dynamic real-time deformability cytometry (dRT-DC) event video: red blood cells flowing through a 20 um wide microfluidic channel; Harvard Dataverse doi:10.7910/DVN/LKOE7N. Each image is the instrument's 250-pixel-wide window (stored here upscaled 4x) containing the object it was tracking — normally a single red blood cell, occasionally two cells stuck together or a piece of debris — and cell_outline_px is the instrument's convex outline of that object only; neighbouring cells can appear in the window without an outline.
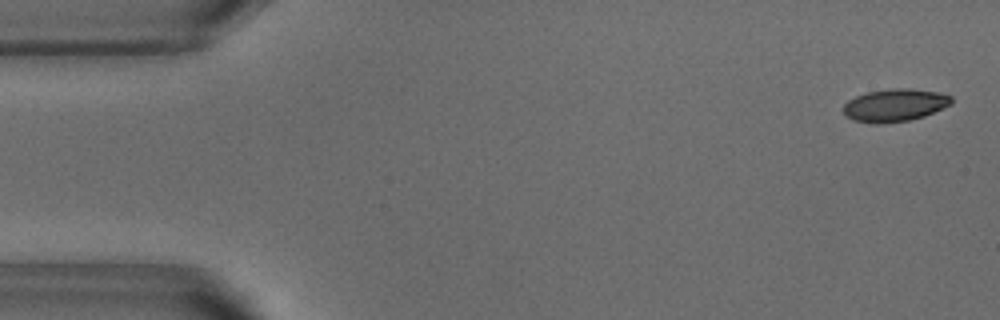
{"species": "common noctule bat (a hibernating species)", "species_latin": "Nyctalus noctula", "temperature_condition": "warm", "stored_images_in_passage": 12, "camera_frame_rate_fps": 3000, "um_per_image_px": 0.085, "animal": {"sex": "male", "body_mass_g": 18.8}, "frame": {"image": 1, "passage_image": 2, "time_ms": 0.333, "image_size_px": [1000, 320], "cell_outline_px": [[952, 104], [924, 116], [908, 120], [876, 124], [872, 124], [852, 120], [844, 116], [844, 104], [848, 100], [856, 96], [868, 92], [892, 88], [908, 88], [940, 92], [952, 96]], "centroid_in_image_um": [76.05, 8.94], "position_along_channel_um": 9.0, "area_um2": 20.63}}